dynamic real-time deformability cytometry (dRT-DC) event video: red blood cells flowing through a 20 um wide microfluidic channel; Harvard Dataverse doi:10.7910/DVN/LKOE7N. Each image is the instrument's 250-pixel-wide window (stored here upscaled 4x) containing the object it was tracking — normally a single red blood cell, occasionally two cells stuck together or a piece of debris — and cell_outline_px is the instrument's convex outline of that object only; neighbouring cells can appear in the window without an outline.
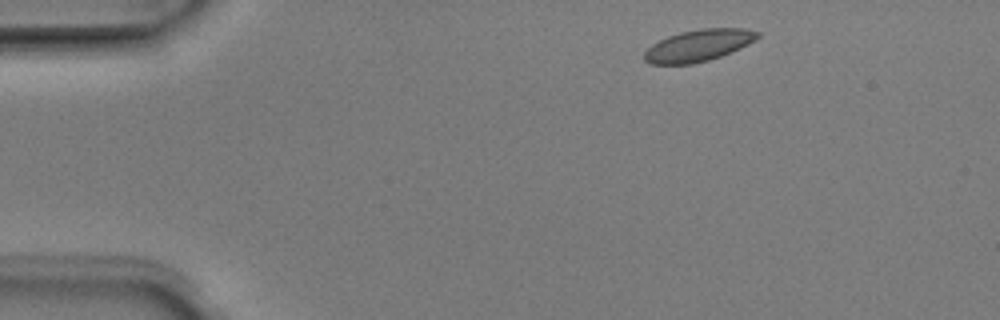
{"species": "Egyptian fruit bat (a non-hibernating species)", "species_latin": "Rousettus aegyptiacus", "temperature_condition": "room temperature", "stored_images_in_passage": 3, "camera_frame_rate_fps": 3000, "um_per_image_px": 0.085, "animal": {"sex": "male"}, "frame": {"image": 1, "passage_image": 1, "time_ms": 0.0, "image_size_px": [1000, 320], "cell_outline_px": [[760, 36], [748, 44], [732, 52], [708, 60], [692, 64], [652, 64], [644, 60], [644, 52], [652, 44], [668, 36], [680, 32], [700, 28], [744, 28], [760, 32]], "centroid_in_image_um": [59.38, 3.86], "position_along_channel_um": 25.6, "area_um2": 20.92}}
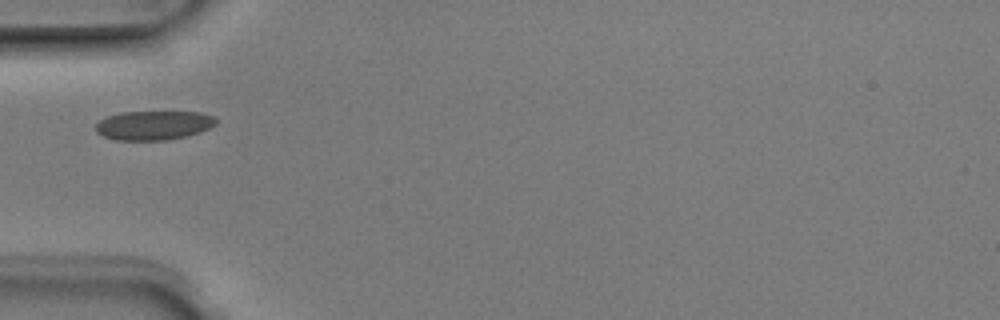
{"frame": {"image": 2, "passage_image": 3, "time_ms": 0.667, "image_size_px": [1000, 320], "cell_outline_px": [[216, 124], [200, 132], [188, 136], [164, 140], [116, 140], [104, 136], [96, 132], [96, 124], [100, 120], [108, 116], [120, 112], [200, 112], [212, 116], [216, 120]], "centroid_in_image_um": [13.05, 10.65], "position_along_channel_um": 72.0, "area_um2": 20.35}}